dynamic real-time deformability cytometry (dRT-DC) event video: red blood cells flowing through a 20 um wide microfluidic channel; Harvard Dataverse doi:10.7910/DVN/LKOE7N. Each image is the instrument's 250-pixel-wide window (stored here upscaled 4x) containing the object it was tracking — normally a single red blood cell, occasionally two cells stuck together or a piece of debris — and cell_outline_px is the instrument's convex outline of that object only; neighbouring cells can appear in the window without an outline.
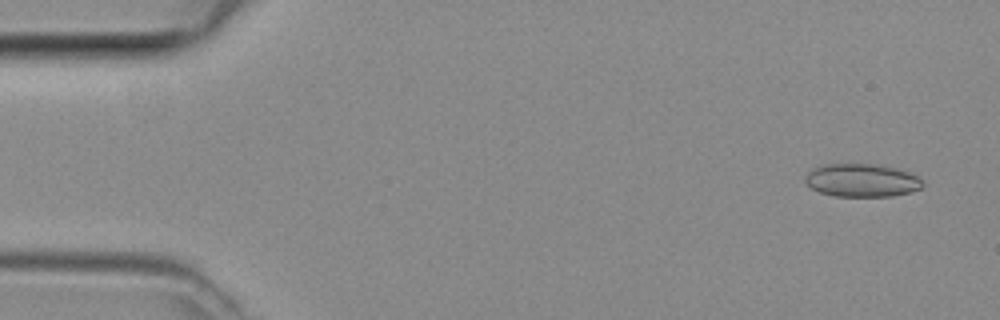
{"species": "common noctule bat (a hibernating species)", "species_latin": "Nyctalus noctula", "temperature_condition": "room temperature", "stored_images_in_passage": 47, "camera_frame_rate_fps": 3000, "um_per_image_px": 0.085, "animal": {"sex": "female", "body_mass_g": 29.2, "forearm_length_mm": 56.3}, "frame": {"image": 1, "passage_image": 3, "time_ms": 0.667, "image_size_px": [1000, 320], "cell_outline_px": [[924, 184], [920, 188], [912, 192], [892, 196], [836, 196], [820, 192], [812, 188], [804, 180], [804, 176], [812, 168], [820, 164], [884, 164], [900, 168], [912, 172], [924, 180]], "centroid_in_image_um": [73.31, 15.3], "position_along_channel_um": 11.7, "area_um2": 23.18}}
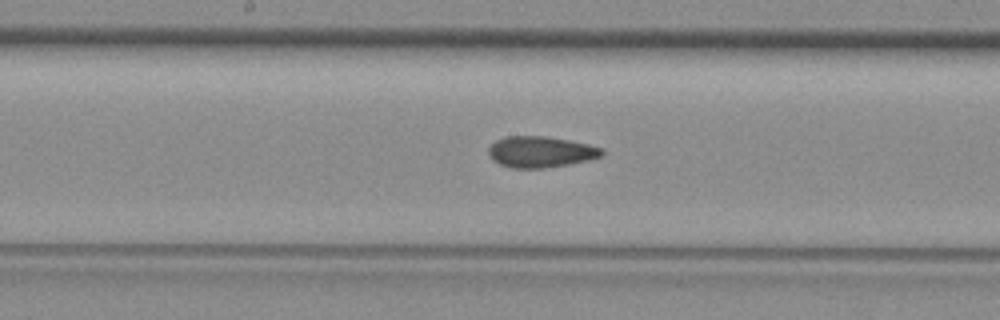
{"frame": {"image": 2, "passage_image": 24, "time_ms": 7.667, "image_size_px": [1000, 320], "cell_outline_px": [[604, 156], [588, 160], [568, 164], [540, 168], [512, 168], [500, 164], [492, 160], [488, 152], [488, 148], [496, 140], [504, 136], [548, 136], [588, 144], [604, 148]], "centroid_in_image_um": [45.96, 12.9], "position_along_channel_um": 202.2, "area_um2": 20.63}}
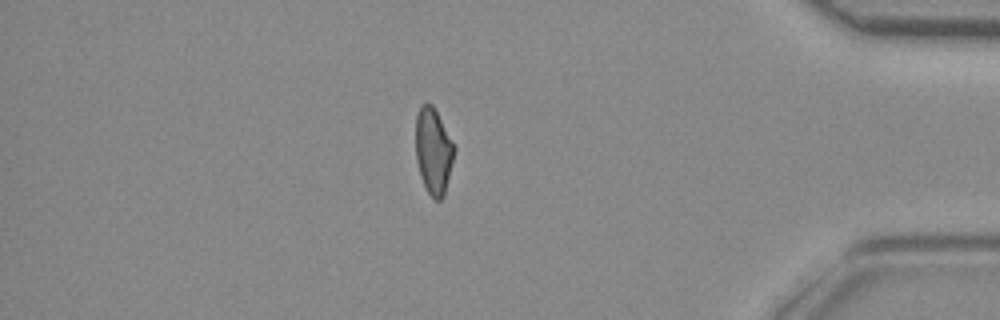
{"frame": {"image": 3, "passage_image": 40, "time_ms": 13.0, "image_size_px": [1000, 320], "cell_outline_px": [[456, 148], [444, 196], [440, 200], [436, 200], [428, 192], [420, 176], [416, 160], [416, 116], [420, 108], [424, 104], [432, 104]], "centroid_in_image_um": [36.84, 12.86], "position_along_channel_um": 398.4, "area_um2": 19.07}}